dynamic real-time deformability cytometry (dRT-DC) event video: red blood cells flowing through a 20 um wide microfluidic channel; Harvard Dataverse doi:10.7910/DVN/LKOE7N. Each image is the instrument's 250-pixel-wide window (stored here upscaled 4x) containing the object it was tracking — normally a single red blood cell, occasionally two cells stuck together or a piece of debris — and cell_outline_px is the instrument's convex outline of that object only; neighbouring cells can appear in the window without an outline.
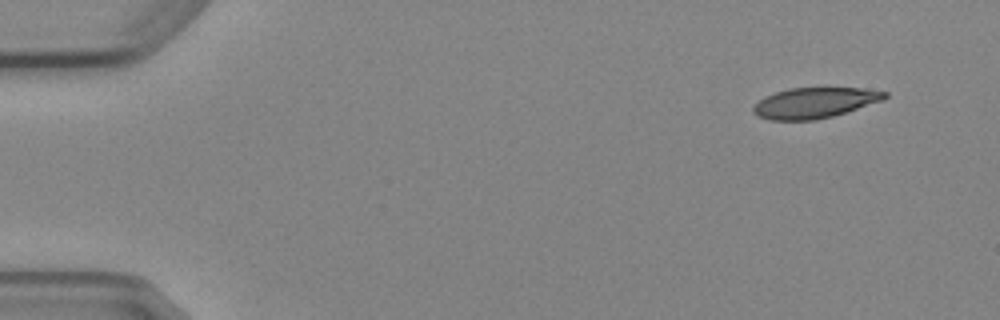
{"species": "Egyptian fruit bat (a non-hibernating species)", "species_latin": "Rousettus aegyptiacus", "temperature_condition": "cold", "stored_images_in_passage": 6, "camera_frame_rate_fps": 3000, "um_per_image_px": 0.085, "animal": {"sex": "female"}, "frame": {"image": 1, "passage_image": 1, "time_ms": 0.0, "image_size_px": [1000, 320], "cell_outline_px": [[888, 96], [884, 100], [832, 116], [816, 120], [768, 120], [756, 116], [752, 112], [752, 108], [764, 96], [788, 88], [864, 88], [888, 92]], "centroid_in_image_um": [69.23, 8.74], "position_along_channel_um": 15.8, "area_um2": 23.47}}
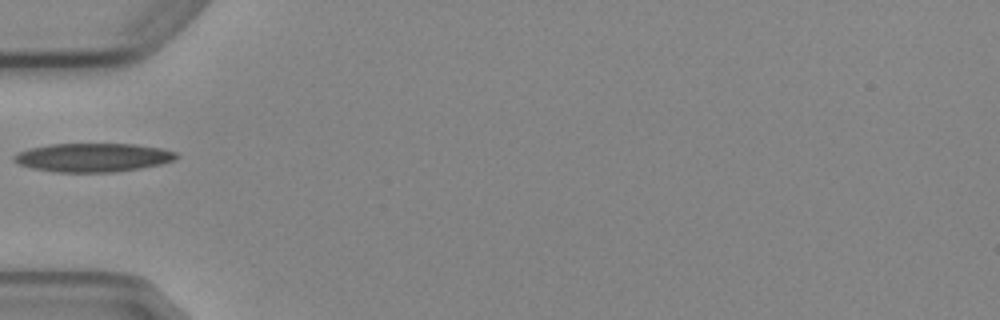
{"frame": {"image": 2, "passage_image": 5, "time_ms": 4.667, "image_size_px": [1000, 320], "cell_outline_px": [[180, 156], [172, 160], [160, 164], [140, 168], [116, 172], [60, 172], [32, 168], [20, 164], [12, 160], [12, 156], [16, 152], [28, 148], [52, 144], [136, 144], [164, 148], [176, 152]], "centroid_in_image_um": [7.9, 13.38], "position_along_channel_um": 77.1, "area_um2": 27.22}}
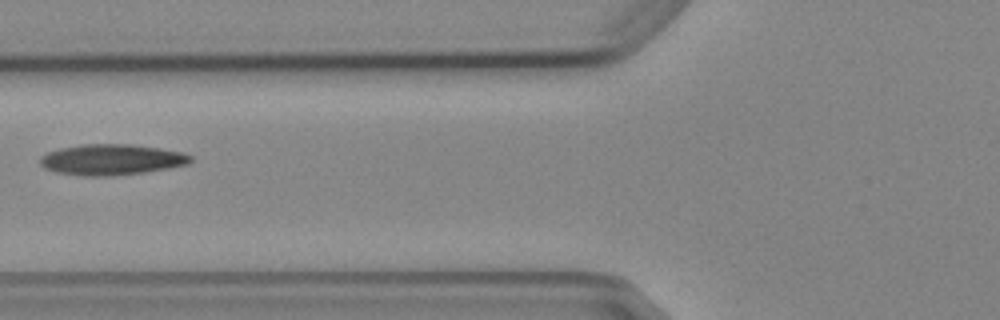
{"frame": {"image": 3, "passage_image": 6, "time_ms": 5.667, "image_size_px": [1000, 320], "cell_outline_px": [[192, 160], [188, 164], [168, 168], [144, 172], [108, 176], [84, 176], [56, 172], [44, 168], [40, 164], [40, 156], [48, 152], [60, 148], [80, 144], [132, 144], [184, 152], [192, 156]], "centroid_in_image_um": [9.47, 13.56], "position_along_channel_um": 116.3, "area_um2": 27.05}}